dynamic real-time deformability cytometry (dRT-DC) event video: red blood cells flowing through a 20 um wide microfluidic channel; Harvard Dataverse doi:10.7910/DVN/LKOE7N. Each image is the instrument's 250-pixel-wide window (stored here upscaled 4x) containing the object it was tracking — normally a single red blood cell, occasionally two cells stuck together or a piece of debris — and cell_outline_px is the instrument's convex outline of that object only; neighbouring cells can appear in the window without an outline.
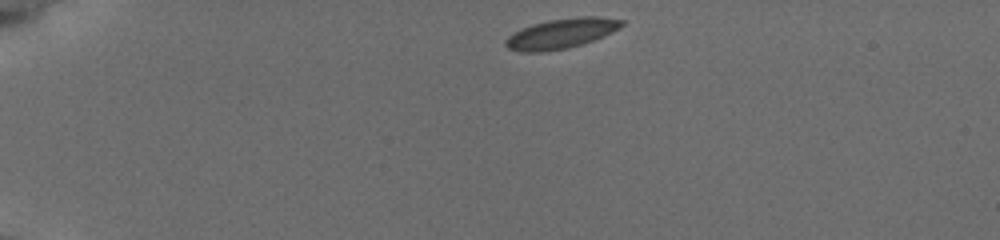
{"species": "common noctule bat (a hibernating species)", "species_latin": "Nyctalus noctula", "temperature_condition": "cold", "stored_images_in_passage": 20, "camera_frame_rate_fps": 3000, "um_per_image_px": 0.085, "animal": {"sex": "female", "body_mass_g": 19.5, "forearm_length_mm": 54.1}, "frame": {"image": 1, "passage_image": 1, "time_ms": 0.0, "image_size_px": [1000, 240], "cell_outline_px": [[624, 24], [592, 40], [568, 48], [540, 52], [520, 52], [508, 48], [504, 44], [504, 40], [508, 36], [532, 24], [548, 20], [580, 16], [596, 16], [624, 20]], "centroid_in_image_um": [47.64, 2.84], "position_along_channel_um": 37.4, "area_um2": 19.83}}
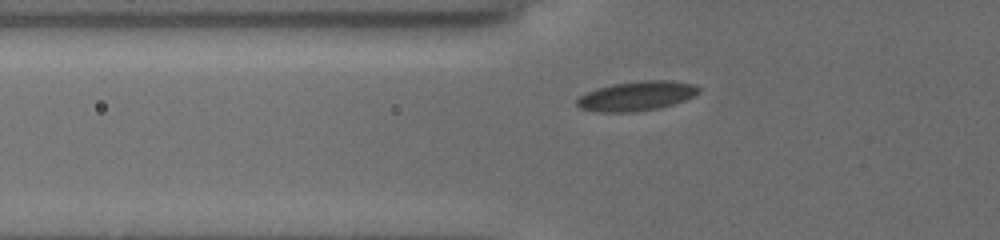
{"frame": {"image": 2, "passage_image": 14, "time_ms": 2.667, "image_size_px": [1000, 240], "cell_outline_px": [[700, 88], [692, 96], [684, 100], [672, 104], [656, 108], [632, 112], [600, 112], [580, 108], [576, 104], [576, 100], [580, 96], [596, 88], [612, 84], [644, 80], [672, 80], [692, 84]], "centroid_in_image_um": [54.06, 8.15], "position_along_channel_um": 71.7, "area_um2": 20.63}}
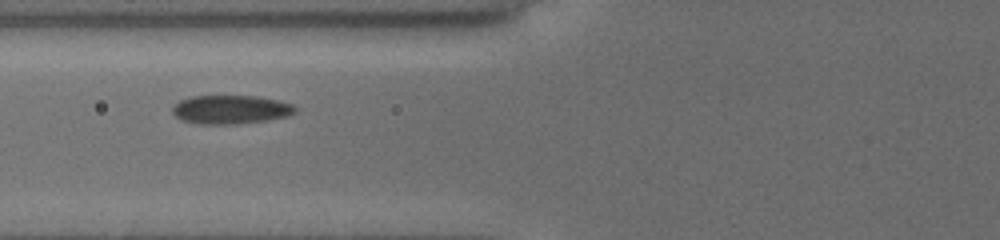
{"frame": {"image": 3, "passage_image": 19, "time_ms": 3.667, "image_size_px": [1000, 240], "cell_outline_px": [[296, 108], [292, 112], [284, 116], [268, 120], [236, 124], [204, 124], [184, 120], [176, 116], [172, 112], [172, 108], [180, 100], [192, 96], [256, 96], [276, 100], [292, 104]], "centroid_in_image_um": [19.58, 9.3], "position_along_channel_um": 106.2, "area_um2": 20.11}}